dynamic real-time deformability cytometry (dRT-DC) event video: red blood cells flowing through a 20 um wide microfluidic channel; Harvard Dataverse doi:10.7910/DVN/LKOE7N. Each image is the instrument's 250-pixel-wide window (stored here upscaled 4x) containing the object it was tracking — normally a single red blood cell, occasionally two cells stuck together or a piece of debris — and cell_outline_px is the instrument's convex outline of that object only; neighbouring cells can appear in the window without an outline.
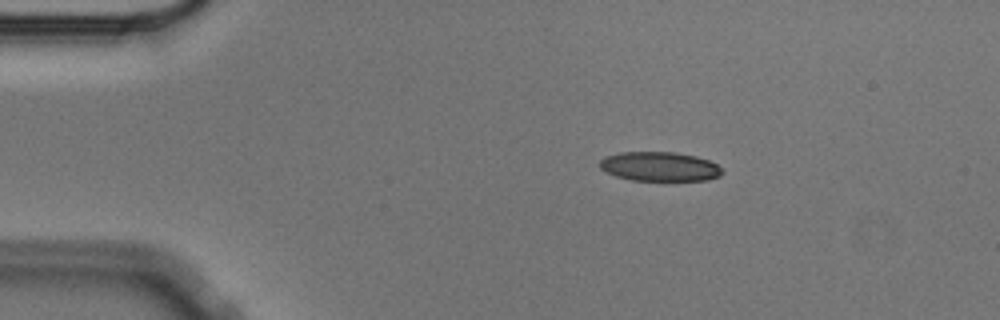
{"species": "Egyptian fruit bat (a non-hibernating species)", "species_latin": "Rousettus aegyptiacus", "temperature_condition": "cold", "stored_images_in_passage": 13, "camera_frame_rate_fps": 3000, "um_per_image_px": 0.085, "animal": {"sex": "male"}, "frame": {"image": 1, "passage_image": 1, "time_ms": 0.0, "image_size_px": [1000, 320], "cell_outline_px": [[724, 172], [720, 176], [708, 180], [632, 180], [616, 176], [600, 168], [600, 160], [604, 156], [620, 152], [676, 152], [696, 156], [708, 160], [716, 164]], "centroid_in_image_um": [56.07, 14.15], "position_along_channel_um": 28.9, "area_um2": 20.87}}
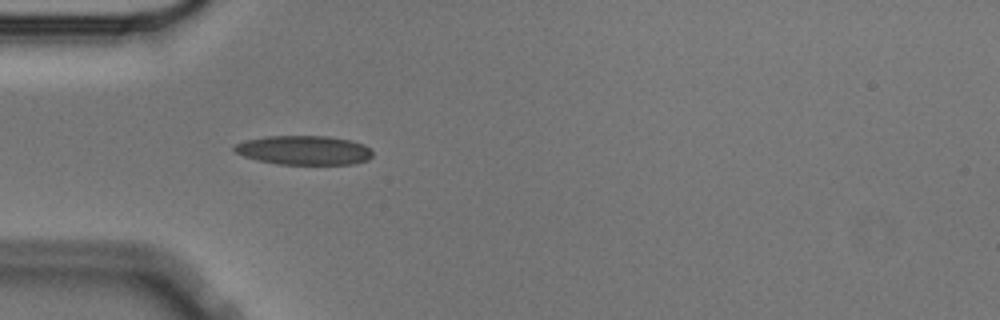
{"frame": {"image": 2, "passage_image": 8, "time_ms": 2.333, "image_size_px": [1000, 320], "cell_outline_px": [[372, 156], [368, 160], [352, 164], [276, 164], [244, 156], [236, 152], [232, 148], [236, 144], [244, 140], [264, 136], [328, 136], [348, 140], [364, 144], [372, 152]], "centroid_in_image_um": [25.82, 12.76], "position_along_channel_um": 59.2, "area_um2": 23.41}}
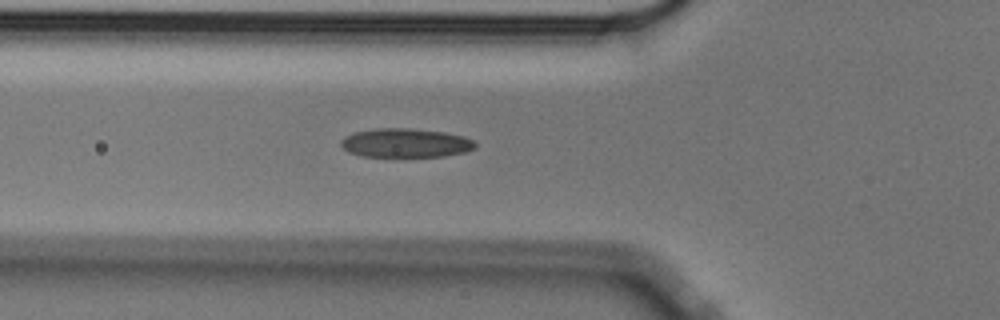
{"frame": {"image": 3, "passage_image": 11, "time_ms": 3.333, "image_size_px": [1000, 320], "cell_outline_px": [[476, 148], [464, 152], [444, 156], [364, 156], [348, 152], [340, 144], [340, 140], [344, 136], [352, 132], [372, 128], [412, 128], [444, 132], [464, 136], [472, 140], [476, 144]], "centroid_in_image_um": [34.44, 12.13], "position_along_channel_um": 91.4, "area_um2": 22.77}}